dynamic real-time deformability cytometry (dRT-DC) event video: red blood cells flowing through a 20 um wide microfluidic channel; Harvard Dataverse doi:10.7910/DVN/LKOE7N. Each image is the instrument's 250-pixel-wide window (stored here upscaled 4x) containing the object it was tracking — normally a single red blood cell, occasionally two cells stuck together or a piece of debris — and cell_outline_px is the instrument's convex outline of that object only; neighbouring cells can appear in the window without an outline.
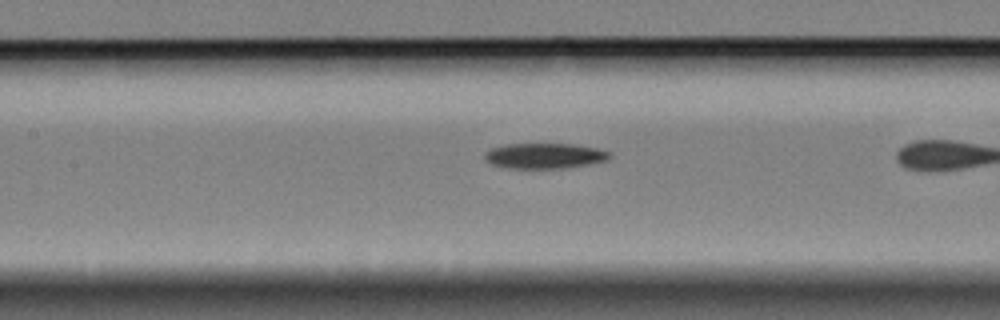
{"species": "Egyptian fruit bat (a non-hibernating species)", "species_latin": "Rousettus aegyptiacus", "temperature_condition": "cold", "stored_images_in_passage": 34, "camera_frame_rate_fps": 3000, "um_per_image_px": 0.085, "animal": {"sex": "female"}, "frame": {"image": 1, "passage_image": 15, "time_ms": 4.667, "image_size_px": [1000, 320], "cell_outline_px": [[612, 156], [608, 160], [588, 164], [564, 168], [508, 168], [492, 164], [484, 156], [492, 148], [504, 144], [572, 144], [596, 148], [612, 152]], "centroid_in_image_um": [46.35, 13.24], "position_along_channel_um": 161.1, "area_um2": 18.32}}
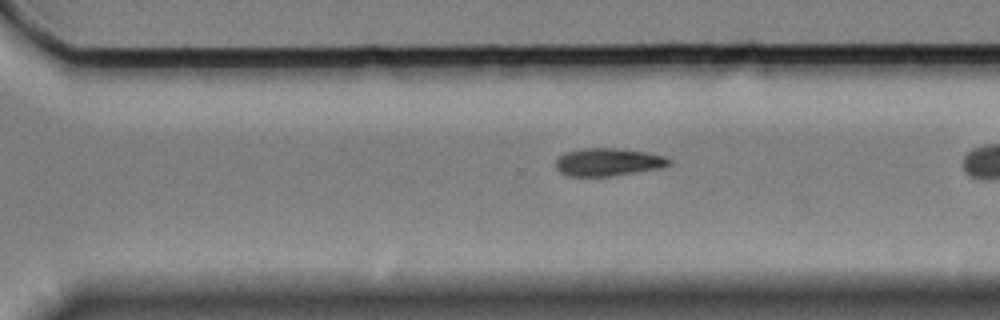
{"frame": {"image": 2, "passage_image": 29, "time_ms": 9.333, "image_size_px": [1000, 320], "cell_outline_px": [[672, 164], [664, 168], [608, 176], [568, 176], [560, 172], [556, 168], [556, 160], [564, 152], [584, 148], [616, 148], [648, 152], [664, 156], [672, 160]], "centroid_in_image_um": [51.73, 13.77], "position_along_channel_um": 318.9, "area_um2": 18.5}}